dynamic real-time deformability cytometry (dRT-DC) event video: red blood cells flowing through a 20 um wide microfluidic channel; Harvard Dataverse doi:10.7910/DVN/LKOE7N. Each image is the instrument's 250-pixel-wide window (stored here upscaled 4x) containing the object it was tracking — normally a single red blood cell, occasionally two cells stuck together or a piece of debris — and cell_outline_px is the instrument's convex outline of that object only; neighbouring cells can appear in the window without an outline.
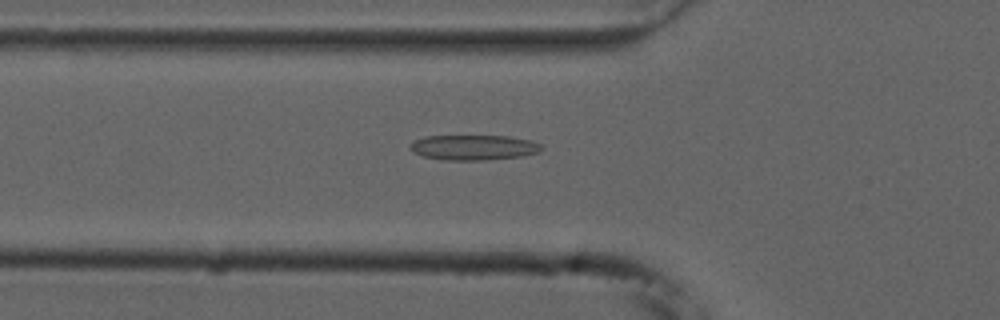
{"species": "common noctule bat (a hibernating species)", "species_latin": "Nyctalus noctula", "temperature_condition": "cold", "stored_images_in_passage": 38, "camera_frame_rate_fps": 3000, "um_per_image_px": 0.085, "animal": {"sex": "male", "forearm_length_mm": 52.5}, "frame": {"image": 1, "passage_image": 2, "time_ms": 0.333, "image_size_px": [1000, 320], "cell_outline_px": [[544, 148], [540, 152], [524, 156], [484, 160], [444, 160], [424, 156], [412, 152], [408, 148], [416, 140], [424, 136], [508, 136], [532, 140], [540, 144]], "centroid_in_image_um": [40.3, 12.53], "position_along_channel_um": 85.5, "area_um2": 19.36}}
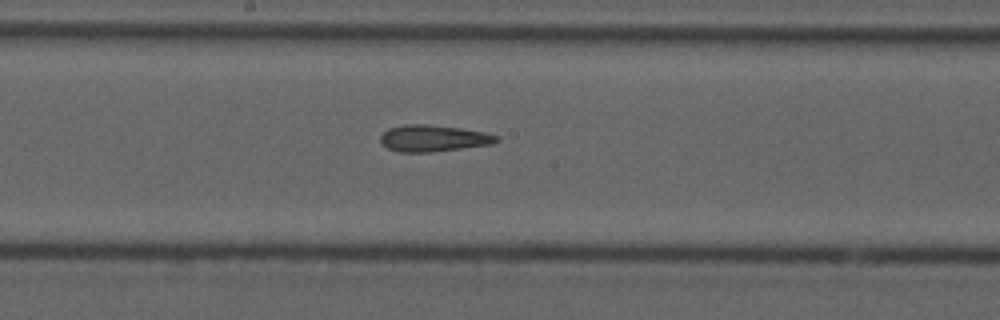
{"frame": {"image": 2, "passage_image": 12, "time_ms": 3.667, "image_size_px": [1000, 320], "cell_outline_px": [[500, 140], [492, 144], [432, 152], [400, 152], [388, 148], [380, 140], [380, 136], [388, 128], [404, 124], [424, 124], [460, 128], [484, 132], [500, 136]], "centroid_in_image_um": [36.85, 11.75], "position_along_channel_um": 211.4, "area_um2": 17.92}}
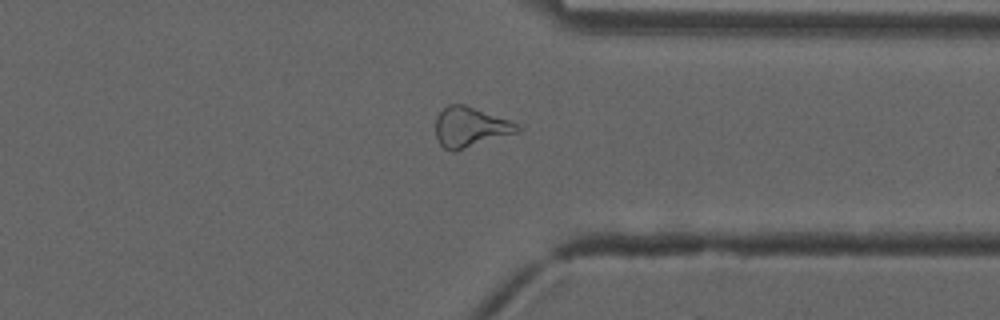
{"frame": {"image": 3, "passage_image": 25, "time_ms": 8.0, "image_size_px": [1000, 320], "cell_outline_px": [[520, 128], [516, 132], [456, 152], [452, 152], [444, 148], [440, 144], [436, 136], [436, 116], [448, 104], [464, 104], [520, 124]], "centroid_in_image_um": [39.94, 10.81], "position_along_channel_um": 371.5, "area_um2": 18.96}, "authors_computed_cell_mechanics": {"area_um2": 18.3226, "velocity_mm_per_s": 3.7498, "shape_relaxation_time_tau1_ms": null, "shape_relaxation_time_tau2_ms": 7.0031, "deformation_change_tau1": null, "deformation_change_tau2": 0.1917}}